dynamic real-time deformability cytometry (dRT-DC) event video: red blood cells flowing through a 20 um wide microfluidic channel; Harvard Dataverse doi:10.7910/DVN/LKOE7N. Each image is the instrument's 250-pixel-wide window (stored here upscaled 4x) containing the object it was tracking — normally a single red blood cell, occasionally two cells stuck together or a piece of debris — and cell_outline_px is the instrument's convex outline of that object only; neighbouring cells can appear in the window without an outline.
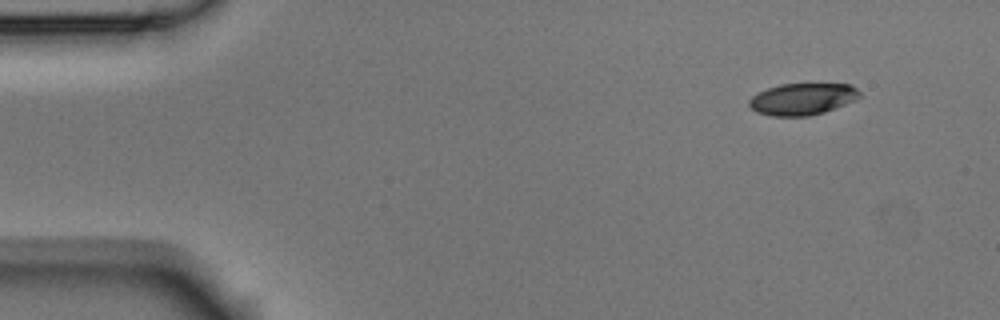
{"species": "Egyptian fruit bat (a non-hibernating species)", "species_latin": "Rousettus aegyptiacus", "temperature_condition": "room temperature", "stored_images_in_passage": 4, "segment_of_instrument_passage": [1, 2], "camera_frame_rate_fps": 3000, "um_per_image_px": 0.085, "animal": {"sex": "male"}, "frame": {"image": 1, "passage_image": 1, "time_ms": 0.0, "image_size_px": [1000, 320], "cell_outline_px": [[860, 96], [856, 100], [824, 112], [808, 116], [772, 116], [756, 112], [748, 104], [748, 100], [752, 96], [768, 88], [780, 84], [852, 84], [860, 92]], "centroid_in_image_um": [68.21, 8.42], "position_along_channel_um": 16.8, "area_um2": 20.4}}